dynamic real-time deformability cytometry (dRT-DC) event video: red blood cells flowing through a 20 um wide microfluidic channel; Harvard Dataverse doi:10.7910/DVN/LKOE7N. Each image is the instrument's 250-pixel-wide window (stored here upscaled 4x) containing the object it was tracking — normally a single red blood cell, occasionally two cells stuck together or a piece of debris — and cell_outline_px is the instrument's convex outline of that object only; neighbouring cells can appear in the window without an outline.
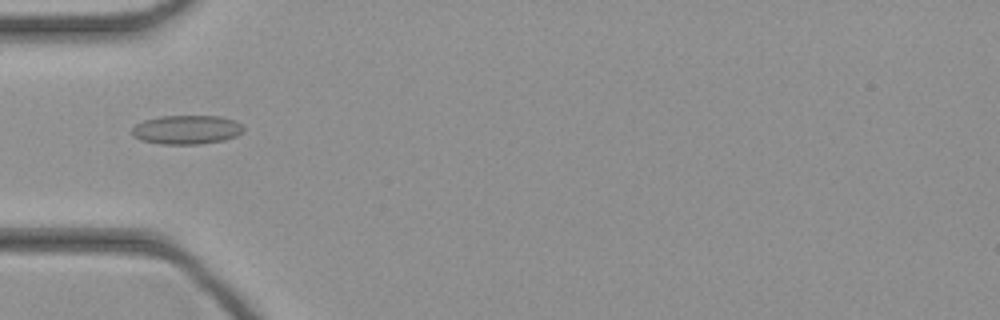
{"species": "common noctule bat (a hibernating species)", "species_latin": "Nyctalus noctula", "temperature_condition": "cold", "stored_images_in_passage": 29, "camera_frame_rate_fps": 3000, "um_per_image_px": 0.085, "animal": {"sex": "female", "body_mass_g": 21.9}, "frame": {"image": 1, "passage_image": 2, "time_ms": 0.333, "image_size_px": [1000, 320], "cell_outline_px": [[244, 132], [236, 136], [224, 140], [200, 144], [160, 144], [140, 140], [132, 136], [132, 128], [136, 124], [144, 120], [160, 116], [220, 116], [236, 120], [244, 128]], "centroid_in_image_um": [15.87, 11.02], "position_along_channel_um": 69.1, "area_um2": 19.02}}
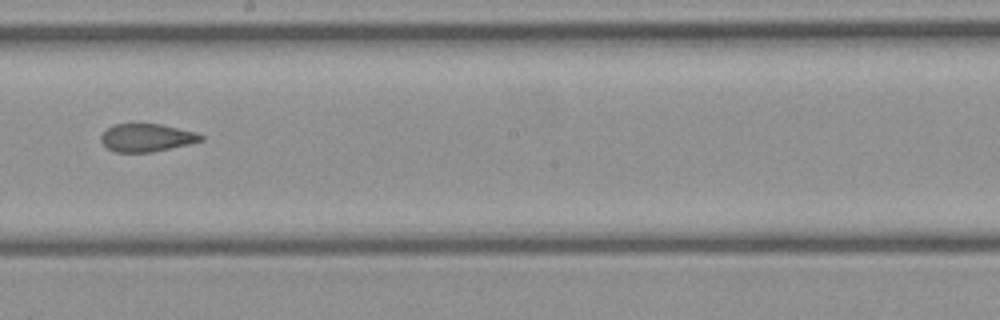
{"frame": {"image": 2, "passage_image": 13, "time_ms": 4.0, "image_size_px": [1000, 320], "cell_outline_px": [[204, 140], [192, 144], [152, 152], [116, 152], [108, 148], [100, 140], [100, 136], [108, 128], [116, 124], [160, 124], [196, 132], [204, 136]], "centroid_in_image_um": [12.51, 11.71], "position_along_channel_um": 235.7, "area_um2": 16.24}}
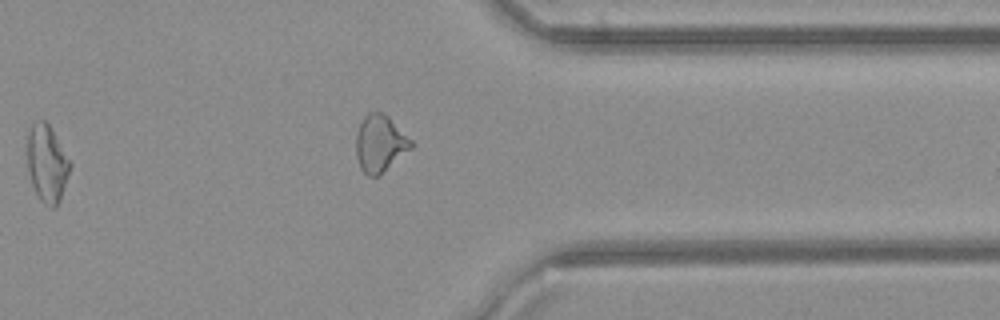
{"frame": {"image": 3, "passage_image": 23, "time_ms": 7.333, "image_size_px": [1000, 320], "cell_outline_px": [[72, 164], [60, 200], [56, 208], [52, 208], [44, 204], [40, 200], [32, 184], [28, 172], [28, 132], [32, 124], [40, 120], [44, 120], [52, 128]], "centroid_in_image_um": [4.01, 13.91], "position_along_channel_um": 407.4, "area_um2": 19.19}}